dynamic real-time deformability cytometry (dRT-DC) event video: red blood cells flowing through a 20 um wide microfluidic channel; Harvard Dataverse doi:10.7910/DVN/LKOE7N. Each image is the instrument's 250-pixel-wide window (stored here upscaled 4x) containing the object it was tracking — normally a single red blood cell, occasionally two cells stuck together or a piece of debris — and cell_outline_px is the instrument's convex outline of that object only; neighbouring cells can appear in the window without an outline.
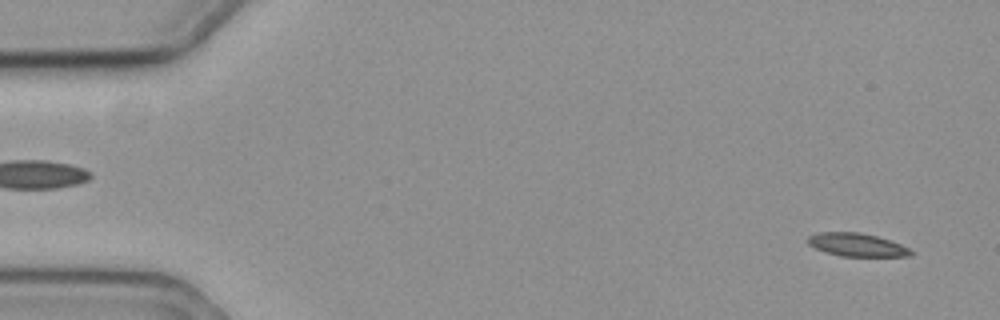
{"species": "common noctule bat (a hibernating species)", "species_latin": "Nyctalus noctula", "temperature_condition": "cold", "stored_images_in_passage": 16, "camera_frame_rate_fps": 3000, "um_per_image_px": 0.085, "animal": {"sex": "female", "body_mass_g": 19.3, "forearm_length_mm": 54.1}, "frame": {"image": 1, "passage_image": 3, "time_ms": 0.667, "image_size_px": [1000, 320], "cell_outline_px": [[912, 256], [840, 256], [816, 248], [808, 244], [808, 236], [820, 232], [860, 232], [876, 236], [900, 244], [908, 248], [912, 252]], "centroid_in_image_um": [72.82, 20.8], "position_along_channel_um": 12.2, "area_um2": 13.64}}
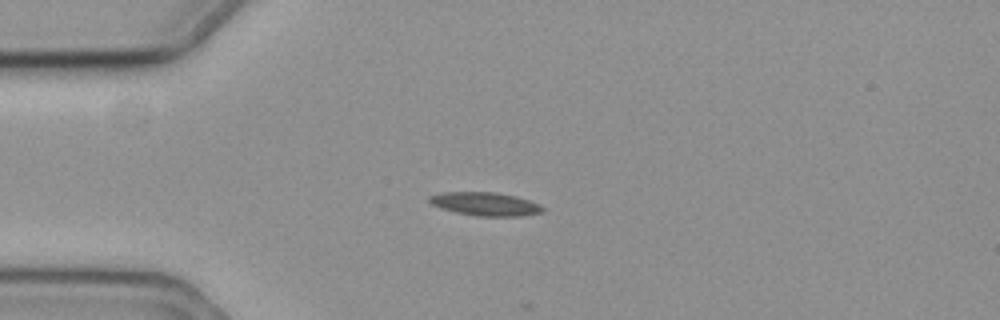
{"frame": {"image": 2, "passage_image": 15, "time_ms": 4.667, "image_size_px": [1000, 320], "cell_outline_px": [[544, 212], [524, 216], [476, 216], [456, 212], [440, 208], [432, 204], [428, 200], [428, 196], [440, 192], [496, 192], [516, 196], [540, 204], [544, 208]], "centroid_in_image_um": [41.25, 17.34], "position_along_channel_um": 43.7, "area_um2": 15.61}}